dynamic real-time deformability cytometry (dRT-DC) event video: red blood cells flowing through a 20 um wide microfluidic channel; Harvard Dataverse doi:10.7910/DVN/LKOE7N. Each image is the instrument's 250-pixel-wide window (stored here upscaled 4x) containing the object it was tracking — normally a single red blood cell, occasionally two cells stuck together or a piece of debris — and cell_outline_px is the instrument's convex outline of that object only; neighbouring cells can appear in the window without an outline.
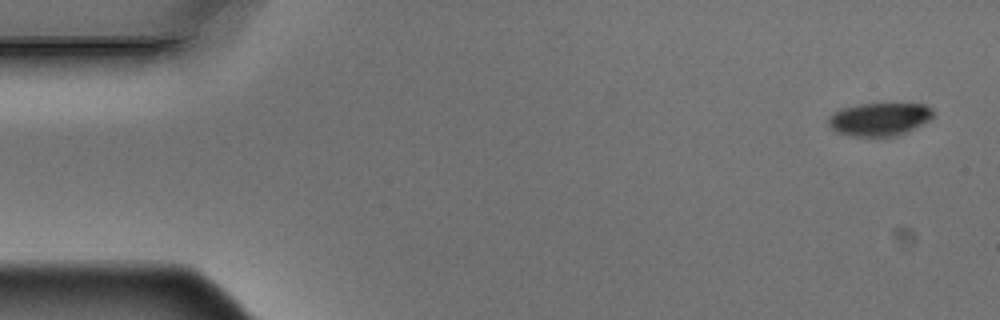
{"species": "Egyptian fruit bat (a non-hibernating species)", "species_latin": "Rousettus aegyptiacus", "temperature_condition": "warm", "stored_images_in_passage": 4, "camera_frame_rate_fps": 3000, "um_per_image_px": 0.085, "animal": {"sex": "male"}, "frame": {"image": 1, "passage_image": 1, "time_ms": 0.0, "image_size_px": [1000, 320], "cell_outline_px": [[936, 116], [900, 136], [848, 136], [836, 132], [828, 124], [828, 116], [840, 108], [860, 104], [924, 104], [932, 108]], "centroid_in_image_um": [74.75, 10.14], "position_along_channel_um": 10.2, "area_um2": 20.4}}
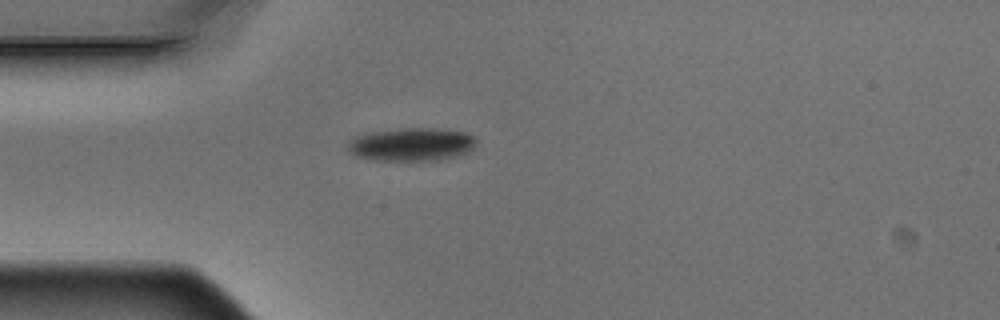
{"frame": {"image": 2, "passage_image": 4, "time_ms": 1.0, "image_size_px": [1000, 320], "cell_outline_px": [[476, 144], [468, 152], [460, 156], [432, 160], [372, 160], [356, 156], [348, 152], [348, 140], [356, 136], [372, 132], [404, 128], [440, 128], [464, 132], [476, 136]], "centroid_in_image_um": [35.0, 12.27], "position_along_channel_um": 50.0, "area_um2": 24.97}}